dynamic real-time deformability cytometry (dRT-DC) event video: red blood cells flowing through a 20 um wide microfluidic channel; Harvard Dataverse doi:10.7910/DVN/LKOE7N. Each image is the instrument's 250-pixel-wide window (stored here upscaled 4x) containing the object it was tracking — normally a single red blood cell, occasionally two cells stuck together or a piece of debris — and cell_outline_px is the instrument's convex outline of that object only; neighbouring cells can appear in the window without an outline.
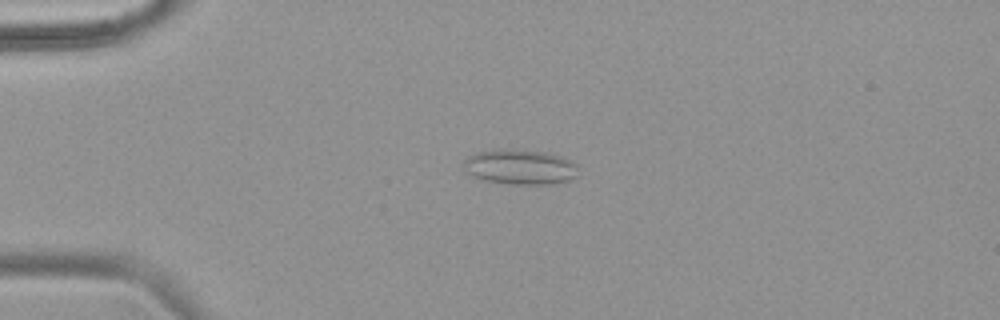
{"species": "common noctule bat (a hibernating species)", "species_latin": "Nyctalus noctula", "temperature_condition": "warm", "stored_images_in_passage": 52, "camera_frame_rate_fps": 3000, "um_per_image_px": 0.085, "animal": {"sex": "female", "body_mass_g": 18.4}, "frame": {"image": 1, "passage_image": 12, "time_ms": 3.667, "image_size_px": [1000, 320], "cell_outline_px": [[576, 176], [568, 180], [552, 184], [508, 184], [484, 180], [472, 176], [464, 172], [464, 160], [468, 156], [476, 152], [496, 148], [504, 148], [544, 152], [560, 156], [572, 160], [576, 164]], "centroid_in_image_um": [44.15, 14.18], "position_along_channel_um": 40.8, "area_um2": 23.64}}
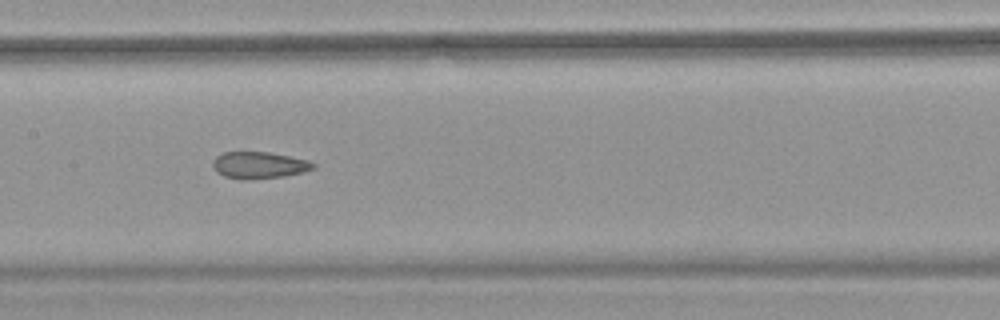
{"frame": {"image": 2, "passage_image": 26, "time_ms": 8.333, "image_size_px": [1000, 320], "cell_outline_px": [[316, 168], [304, 172], [284, 176], [248, 180], [244, 180], [224, 176], [216, 172], [212, 164], [216, 156], [224, 152], [268, 152], [308, 160], [316, 164]], "centroid_in_image_um": [22.03, 14.05], "position_along_channel_um": 185.4, "area_um2": 15.72}}
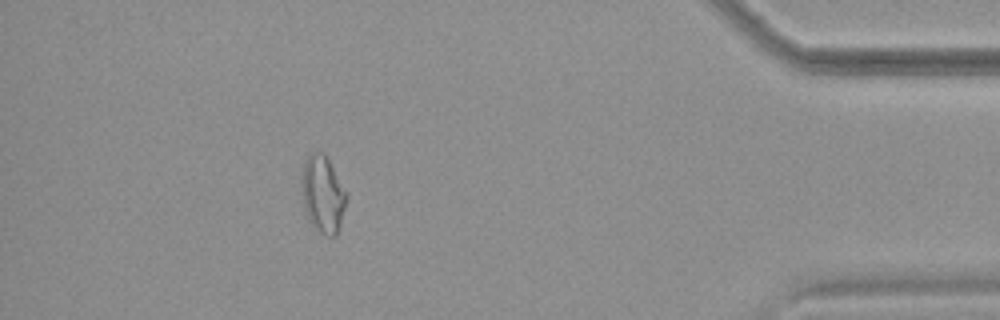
{"frame": {"image": 3, "passage_image": 47, "time_ms": 15.333, "image_size_px": [1000, 320], "cell_outline_px": [[348, 196], [340, 224], [336, 236], [328, 236], [320, 232], [312, 224], [304, 208], [300, 180], [304, 160], [308, 152], [324, 152], [348, 192]], "centroid_in_image_um": [27.44, 16.45], "position_along_channel_um": 407.8, "area_um2": 20.4}, "authors_computed_cell_mechanics": {"area_um2": 18.0336, "velocity_mm_per_s": 3.824, "shape_relaxation_time_tau1_ms": null, "shape_relaxation_time_tau2_ms": 2.4036, "deformation_change_tau1": null, "deformation_change_tau2": 0.109}}